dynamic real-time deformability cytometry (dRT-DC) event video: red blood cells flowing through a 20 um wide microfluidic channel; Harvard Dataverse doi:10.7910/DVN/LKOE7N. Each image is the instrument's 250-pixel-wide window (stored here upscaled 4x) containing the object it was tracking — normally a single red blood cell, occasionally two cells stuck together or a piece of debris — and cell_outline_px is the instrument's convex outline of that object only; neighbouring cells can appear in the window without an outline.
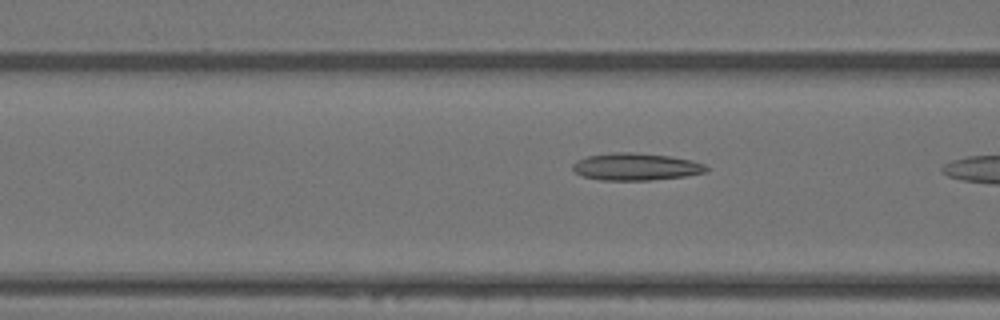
{"species": "Egyptian fruit bat (a non-hibernating species)", "species_latin": "Rousettus aegyptiacus", "temperature_condition": "warm", "stored_images_in_passage": 31, "camera_frame_rate_fps": 3000, "um_per_image_px": 0.085, "animal": {"sex": "female"}, "frame": {"image": 1, "passage_image": 8, "time_ms": 2.333, "image_size_px": [1000, 320], "cell_outline_px": [[708, 172], [684, 176], [652, 180], [600, 180], [584, 176], [576, 172], [572, 168], [572, 164], [576, 160], [588, 156], [612, 152], [632, 152], [668, 156], [692, 160], [704, 164], [708, 168]], "centroid_in_image_um": [54.05, 14.17], "position_along_channel_um": 112.5, "area_um2": 21.15}}
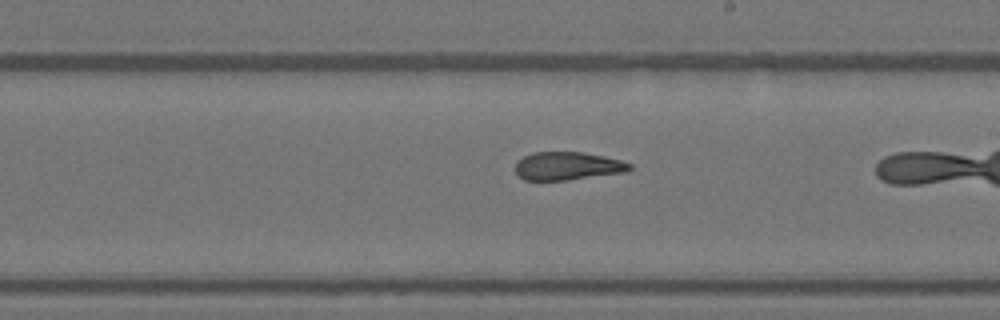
{"frame": {"image": 2, "passage_image": 19, "time_ms": 6.0, "image_size_px": [1000, 320], "cell_outline_px": [[632, 168], [628, 172], [568, 180], [524, 180], [516, 176], [516, 160], [532, 152], [584, 152], [604, 156], [620, 160], [632, 164]], "centroid_in_image_um": [48.24, 14.11], "position_along_channel_um": 240.8, "area_um2": 19.02}}
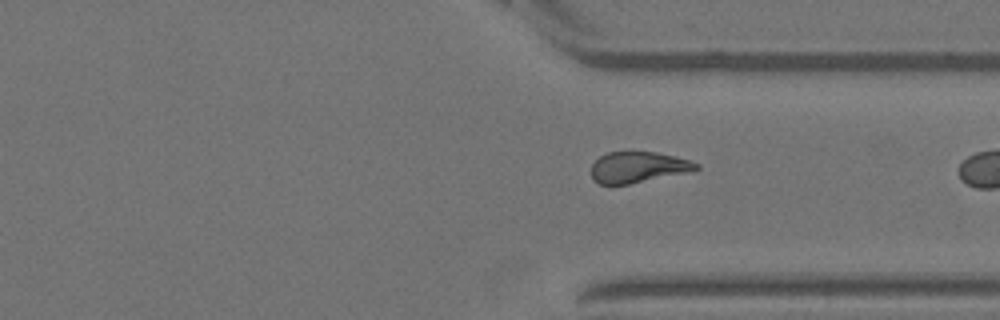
{"frame": {"image": 3, "passage_image": 29, "time_ms": 9.333, "image_size_px": [1000, 320], "cell_outline_px": [[700, 168], [692, 172], [628, 184], [600, 184], [592, 180], [592, 164], [600, 156], [608, 152], [656, 152], [688, 160], [700, 164]], "centroid_in_image_um": [54.26, 14.22], "position_along_channel_um": 357.1, "area_um2": 18.9}}